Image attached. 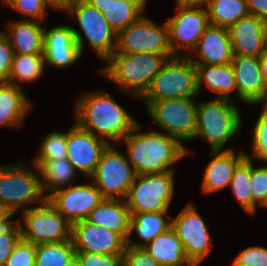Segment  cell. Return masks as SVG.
<instances>
[{
  "label": "cell",
  "instance_id": "39",
  "mask_svg": "<svg viewBox=\"0 0 267 266\" xmlns=\"http://www.w3.org/2000/svg\"><path fill=\"white\" fill-rule=\"evenodd\" d=\"M6 5L26 16L24 20L39 22L47 17V9L51 7L46 0H10Z\"/></svg>",
  "mask_w": 267,
  "mask_h": 266
},
{
  "label": "cell",
  "instance_id": "54",
  "mask_svg": "<svg viewBox=\"0 0 267 266\" xmlns=\"http://www.w3.org/2000/svg\"><path fill=\"white\" fill-rule=\"evenodd\" d=\"M10 0H1V2L3 3V4H7L8 2H9Z\"/></svg>",
  "mask_w": 267,
  "mask_h": 266
},
{
  "label": "cell",
  "instance_id": "34",
  "mask_svg": "<svg viewBox=\"0 0 267 266\" xmlns=\"http://www.w3.org/2000/svg\"><path fill=\"white\" fill-rule=\"evenodd\" d=\"M251 159L245 157L235 168L229 187L238 204L248 214H252V194L250 192Z\"/></svg>",
  "mask_w": 267,
  "mask_h": 266
},
{
  "label": "cell",
  "instance_id": "42",
  "mask_svg": "<svg viewBox=\"0 0 267 266\" xmlns=\"http://www.w3.org/2000/svg\"><path fill=\"white\" fill-rule=\"evenodd\" d=\"M75 252L82 266H123V255H101L84 251Z\"/></svg>",
  "mask_w": 267,
  "mask_h": 266
},
{
  "label": "cell",
  "instance_id": "19",
  "mask_svg": "<svg viewBox=\"0 0 267 266\" xmlns=\"http://www.w3.org/2000/svg\"><path fill=\"white\" fill-rule=\"evenodd\" d=\"M231 65L234 71L238 97L246 104L267 105V85L260 70V58L233 54Z\"/></svg>",
  "mask_w": 267,
  "mask_h": 266
},
{
  "label": "cell",
  "instance_id": "25",
  "mask_svg": "<svg viewBox=\"0 0 267 266\" xmlns=\"http://www.w3.org/2000/svg\"><path fill=\"white\" fill-rule=\"evenodd\" d=\"M197 91L200 94L203 83L207 88L215 93V98L231 99V93L238 89L231 63L225 65H204L195 64Z\"/></svg>",
  "mask_w": 267,
  "mask_h": 266
},
{
  "label": "cell",
  "instance_id": "50",
  "mask_svg": "<svg viewBox=\"0 0 267 266\" xmlns=\"http://www.w3.org/2000/svg\"><path fill=\"white\" fill-rule=\"evenodd\" d=\"M10 213L11 211L0 203V221L5 219Z\"/></svg>",
  "mask_w": 267,
  "mask_h": 266
},
{
  "label": "cell",
  "instance_id": "46",
  "mask_svg": "<svg viewBox=\"0 0 267 266\" xmlns=\"http://www.w3.org/2000/svg\"><path fill=\"white\" fill-rule=\"evenodd\" d=\"M100 12H106L112 0H85Z\"/></svg>",
  "mask_w": 267,
  "mask_h": 266
},
{
  "label": "cell",
  "instance_id": "6",
  "mask_svg": "<svg viewBox=\"0 0 267 266\" xmlns=\"http://www.w3.org/2000/svg\"><path fill=\"white\" fill-rule=\"evenodd\" d=\"M198 95L195 64L185 56L166 61L141 97L147 107L154 100L195 98Z\"/></svg>",
  "mask_w": 267,
  "mask_h": 266
},
{
  "label": "cell",
  "instance_id": "32",
  "mask_svg": "<svg viewBox=\"0 0 267 266\" xmlns=\"http://www.w3.org/2000/svg\"><path fill=\"white\" fill-rule=\"evenodd\" d=\"M75 255L72 240L39 244L34 266H66Z\"/></svg>",
  "mask_w": 267,
  "mask_h": 266
},
{
  "label": "cell",
  "instance_id": "43",
  "mask_svg": "<svg viewBox=\"0 0 267 266\" xmlns=\"http://www.w3.org/2000/svg\"><path fill=\"white\" fill-rule=\"evenodd\" d=\"M123 266H160L143 247L127 246Z\"/></svg>",
  "mask_w": 267,
  "mask_h": 266
},
{
  "label": "cell",
  "instance_id": "35",
  "mask_svg": "<svg viewBox=\"0 0 267 266\" xmlns=\"http://www.w3.org/2000/svg\"><path fill=\"white\" fill-rule=\"evenodd\" d=\"M32 161H54L67 158V132L52 131L44 137Z\"/></svg>",
  "mask_w": 267,
  "mask_h": 266
},
{
  "label": "cell",
  "instance_id": "49",
  "mask_svg": "<svg viewBox=\"0 0 267 266\" xmlns=\"http://www.w3.org/2000/svg\"><path fill=\"white\" fill-rule=\"evenodd\" d=\"M260 70L263 76L264 82L267 85V48L266 50L260 55Z\"/></svg>",
  "mask_w": 267,
  "mask_h": 266
},
{
  "label": "cell",
  "instance_id": "13",
  "mask_svg": "<svg viewBox=\"0 0 267 266\" xmlns=\"http://www.w3.org/2000/svg\"><path fill=\"white\" fill-rule=\"evenodd\" d=\"M63 11L75 15L86 41L102 61L115 52L117 34L99 10L85 0H72Z\"/></svg>",
  "mask_w": 267,
  "mask_h": 266
},
{
  "label": "cell",
  "instance_id": "7",
  "mask_svg": "<svg viewBox=\"0 0 267 266\" xmlns=\"http://www.w3.org/2000/svg\"><path fill=\"white\" fill-rule=\"evenodd\" d=\"M174 174V171H166L136 175L125 197L130 215L168 211L174 195Z\"/></svg>",
  "mask_w": 267,
  "mask_h": 266
},
{
  "label": "cell",
  "instance_id": "2",
  "mask_svg": "<svg viewBox=\"0 0 267 266\" xmlns=\"http://www.w3.org/2000/svg\"><path fill=\"white\" fill-rule=\"evenodd\" d=\"M74 112V122L108 145H112L109 141L119 144L137 124L126 109L102 91L83 94Z\"/></svg>",
  "mask_w": 267,
  "mask_h": 266
},
{
  "label": "cell",
  "instance_id": "31",
  "mask_svg": "<svg viewBox=\"0 0 267 266\" xmlns=\"http://www.w3.org/2000/svg\"><path fill=\"white\" fill-rule=\"evenodd\" d=\"M206 10L210 25L227 29L240 18L250 15L247 0H209Z\"/></svg>",
  "mask_w": 267,
  "mask_h": 266
},
{
  "label": "cell",
  "instance_id": "8",
  "mask_svg": "<svg viewBox=\"0 0 267 266\" xmlns=\"http://www.w3.org/2000/svg\"><path fill=\"white\" fill-rule=\"evenodd\" d=\"M21 215L19 227L23 239L35 245L71 240L72 224L48 200L22 211Z\"/></svg>",
  "mask_w": 267,
  "mask_h": 266
},
{
  "label": "cell",
  "instance_id": "47",
  "mask_svg": "<svg viewBox=\"0 0 267 266\" xmlns=\"http://www.w3.org/2000/svg\"><path fill=\"white\" fill-rule=\"evenodd\" d=\"M176 6H192V7H202L207 6L209 0H175Z\"/></svg>",
  "mask_w": 267,
  "mask_h": 266
},
{
  "label": "cell",
  "instance_id": "40",
  "mask_svg": "<svg viewBox=\"0 0 267 266\" xmlns=\"http://www.w3.org/2000/svg\"><path fill=\"white\" fill-rule=\"evenodd\" d=\"M36 245L20 237L4 266H34Z\"/></svg>",
  "mask_w": 267,
  "mask_h": 266
},
{
  "label": "cell",
  "instance_id": "20",
  "mask_svg": "<svg viewBox=\"0 0 267 266\" xmlns=\"http://www.w3.org/2000/svg\"><path fill=\"white\" fill-rule=\"evenodd\" d=\"M228 30L233 54L260 57L267 48V23L254 15L240 18Z\"/></svg>",
  "mask_w": 267,
  "mask_h": 266
},
{
  "label": "cell",
  "instance_id": "44",
  "mask_svg": "<svg viewBox=\"0 0 267 266\" xmlns=\"http://www.w3.org/2000/svg\"><path fill=\"white\" fill-rule=\"evenodd\" d=\"M13 54L7 35L0 31V82H6L9 76Z\"/></svg>",
  "mask_w": 267,
  "mask_h": 266
},
{
  "label": "cell",
  "instance_id": "11",
  "mask_svg": "<svg viewBox=\"0 0 267 266\" xmlns=\"http://www.w3.org/2000/svg\"><path fill=\"white\" fill-rule=\"evenodd\" d=\"M176 11L166 21L168 44L173 56L187 57L191 54L190 50L196 48L198 40L210 26V21L203 7L177 6Z\"/></svg>",
  "mask_w": 267,
  "mask_h": 266
},
{
  "label": "cell",
  "instance_id": "12",
  "mask_svg": "<svg viewBox=\"0 0 267 266\" xmlns=\"http://www.w3.org/2000/svg\"><path fill=\"white\" fill-rule=\"evenodd\" d=\"M172 54L168 44L166 22L160 26L143 14L134 23L117 34L114 53Z\"/></svg>",
  "mask_w": 267,
  "mask_h": 266
},
{
  "label": "cell",
  "instance_id": "21",
  "mask_svg": "<svg viewBox=\"0 0 267 266\" xmlns=\"http://www.w3.org/2000/svg\"><path fill=\"white\" fill-rule=\"evenodd\" d=\"M189 59L194 64L225 65L233 59L232 43L227 28L210 25L198 40Z\"/></svg>",
  "mask_w": 267,
  "mask_h": 266
},
{
  "label": "cell",
  "instance_id": "17",
  "mask_svg": "<svg viewBox=\"0 0 267 266\" xmlns=\"http://www.w3.org/2000/svg\"><path fill=\"white\" fill-rule=\"evenodd\" d=\"M71 240L75 251L101 255H124L127 247L122 235L87 220L72 224Z\"/></svg>",
  "mask_w": 267,
  "mask_h": 266
},
{
  "label": "cell",
  "instance_id": "16",
  "mask_svg": "<svg viewBox=\"0 0 267 266\" xmlns=\"http://www.w3.org/2000/svg\"><path fill=\"white\" fill-rule=\"evenodd\" d=\"M104 199L93 182L70 185L53 192L47 198L51 205L71 224L86 220L90 212Z\"/></svg>",
  "mask_w": 267,
  "mask_h": 266
},
{
  "label": "cell",
  "instance_id": "52",
  "mask_svg": "<svg viewBox=\"0 0 267 266\" xmlns=\"http://www.w3.org/2000/svg\"><path fill=\"white\" fill-rule=\"evenodd\" d=\"M66 266H82L80 260L75 255Z\"/></svg>",
  "mask_w": 267,
  "mask_h": 266
},
{
  "label": "cell",
  "instance_id": "26",
  "mask_svg": "<svg viewBox=\"0 0 267 266\" xmlns=\"http://www.w3.org/2000/svg\"><path fill=\"white\" fill-rule=\"evenodd\" d=\"M23 88L0 82V127H19L32 109Z\"/></svg>",
  "mask_w": 267,
  "mask_h": 266
},
{
  "label": "cell",
  "instance_id": "38",
  "mask_svg": "<svg viewBox=\"0 0 267 266\" xmlns=\"http://www.w3.org/2000/svg\"><path fill=\"white\" fill-rule=\"evenodd\" d=\"M249 187L252 194V215H254L259 205L264 207L267 204V165L255 167L251 159Z\"/></svg>",
  "mask_w": 267,
  "mask_h": 266
},
{
  "label": "cell",
  "instance_id": "27",
  "mask_svg": "<svg viewBox=\"0 0 267 266\" xmlns=\"http://www.w3.org/2000/svg\"><path fill=\"white\" fill-rule=\"evenodd\" d=\"M160 266H186L188 260L182 241L170 227L143 246Z\"/></svg>",
  "mask_w": 267,
  "mask_h": 266
},
{
  "label": "cell",
  "instance_id": "30",
  "mask_svg": "<svg viewBox=\"0 0 267 266\" xmlns=\"http://www.w3.org/2000/svg\"><path fill=\"white\" fill-rule=\"evenodd\" d=\"M44 54L14 53L6 83L22 88L19 82L31 83L38 80L45 70Z\"/></svg>",
  "mask_w": 267,
  "mask_h": 266
},
{
  "label": "cell",
  "instance_id": "45",
  "mask_svg": "<svg viewBox=\"0 0 267 266\" xmlns=\"http://www.w3.org/2000/svg\"><path fill=\"white\" fill-rule=\"evenodd\" d=\"M250 15H254L267 23V0H247Z\"/></svg>",
  "mask_w": 267,
  "mask_h": 266
},
{
  "label": "cell",
  "instance_id": "51",
  "mask_svg": "<svg viewBox=\"0 0 267 266\" xmlns=\"http://www.w3.org/2000/svg\"><path fill=\"white\" fill-rule=\"evenodd\" d=\"M125 1L137 4L144 11L148 0H125Z\"/></svg>",
  "mask_w": 267,
  "mask_h": 266
},
{
  "label": "cell",
  "instance_id": "24",
  "mask_svg": "<svg viewBox=\"0 0 267 266\" xmlns=\"http://www.w3.org/2000/svg\"><path fill=\"white\" fill-rule=\"evenodd\" d=\"M130 212L125 199L105 198L89 214L87 221L122 235H129Z\"/></svg>",
  "mask_w": 267,
  "mask_h": 266
},
{
  "label": "cell",
  "instance_id": "18",
  "mask_svg": "<svg viewBox=\"0 0 267 266\" xmlns=\"http://www.w3.org/2000/svg\"><path fill=\"white\" fill-rule=\"evenodd\" d=\"M107 147V143L95 138L91 131L76 122L67 131V159L86 177L95 172L100 156Z\"/></svg>",
  "mask_w": 267,
  "mask_h": 266
},
{
  "label": "cell",
  "instance_id": "1",
  "mask_svg": "<svg viewBox=\"0 0 267 266\" xmlns=\"http://www.w3.org/2000/svg\"><path fill=\"white\" fill-rule=\"evenodd\" d=\"M137 123L118 144L125 142L127 159L136 175L160 174L174 171L172 164L190 154L183 143L160 130L142 132Z\"/></svg>",
  "mask_w": 267,
  "mask_h": 266
},
{
  "label": "cell",
  "instance_id": "48",
  "mask_svg": "<svg viewBox=\"0 0 267 266\" xmlns=\"http://www.w3.org/2000/svg\"><path fill=\"white\" fill-rule=\"evenodd\" d=\"M72 0H46L51 9L63 11Z\"/></svg>",
  "mask_w": 267,
  "mask_h": 266
},
{
  "label": "cell",
  "instance_id": "33",
  "mask_svg": "<svg viewBox=\"0 0 267 266\" xmlns=\"http://www.w3.org/2000/svg\"><path fill=\"white\" fill-rule=\"evenodd\" d=\"M109 26L118 34L139 19L144 11L135 3L112 0L106 12H101Z\"/></svg>",
  "mask_w": 267,
  "mask_h": 266
},
{
  "label": "cell",
  "instance_id": "22",
  "mask_svg": "<svg viewBox=\"0 0 267 266\" xmlns=\"http://www.w3.org/2000/svg\"><path fill=\"white\" fill-rule=\"evenodd\" d=\"M213 159L208 163L203 176L201 189L209 194L230 185L237 165L246 157L244 150L235 153L232 148L210 151Z\"/></svg>",
  "mask_w": 267,
  "mask_h": 266
},
{
  "label": "cell",
  "instance_id": "23",
  "mask_svg": "<svg viewBox=\"0 0 267 266\" xmlns=\"http://www.w3.org/2000/svg\"><path fill=\"white\" fill-rule=\"evenodd\" d=\"M35 20L19 19L7 24L4 32L18 54H44V26Z\"/></svg>",
  "mask_w": 267,
  "mask_h": 266
},
{
  "label": "cell",
  "instance_id": "9",
  "mask_svg": "<svg viewBox=\"0 0 267 266\" xmlns=\"http://www.w3.org/2000/svg\"><path fill=\"white\" fill-rule=\"evenodd\" d=\"M146 109L163 133L181 142L194 138L197 116L194 98L154 100Z\"/></svg>",
  "mask_w": 267,
  "mask_h": 266
},
{
  "label": "cell",
  "instance_id": "29",
  "mask_svg": "<svg viewBox=\"0 0 267 266\" xmlns=\"http://www.w3.org/2000/svg\"><path fill=\"white\" fill-rule=\"evenodd\" d=\"M40 171L43 193L48 198L53 192L67 188L78 174L71 162L65 159L54 161H33Z\"/></svg>",
  "mask_w": 267,
  "mask_h": 266
},
{
  "label": "cell",
  "instance_id": "53",
  "mask_svg": "<svg viewBox=\"0 0 267 266\" xmlns=\"http://www.w3.org/2000/svg\"><path fill=\"white\" fill-rule=\"evenodd\" d=\"M199 263L189 262L186 266H198Z\"/></svg>",
  "mask_w": 267,
  "mask_h": 266
},
{
  "label": "cell",
  "instance_id": "28",
  "mask_svg": "<svg viewBox=\"0 0 267 266\" xmlns=\"http://www.w3.org/2000/svg\"><path fill=\"white\" fill-rule=\"evenodd\" d=\"M167 213L168 211L131 214L127 246L143 247L167 231L172 226V222L165 218ZM134 231L140 242L132 241Z\"/></svg>",
  "mask_w": 267,
  "mask_h": 266
},
{
  "label": "cell",
  "instance_id": "5",
  "mask_svg": "<svg viewBox=\"0 0 267 266\" xmlns=\"http://www.w3.org/2000/svg\"><path fill=\"white\" fill-rule=\"evenodd\" d=\"M32 166L35 172L19 163L0 166V203L11 212L24 211L47 200L40 171L34 164ZM30 204L32 206H28Z\"/></svg>",
  "mask_w": 267,
  "mask_h": 266
},
{
  "label": "cell",
  "instance_id": "36",
  "mask_svg": "<svg viewBox=\"0 0 267 266\" xmlns=\"http://www.w3.org/2000/svg\"><path fill=\"white\" fill-rule=\"evenodd\" d=\"M16 212H11L5 219L0 221V266H4L11 255L14 245L20 239L19 220L11 221Z\"/></svg>",
  "mask_w": 267,
  "mask_h": 266
},
{
  "label": "cell",
  "instance_id": "3",
  "mask_svg": "<svg viewBox=\"0 0 267 266\" xmlns=\"http://www.w3.org/2000/svg\"><path fill=\"white\" fill-rule=\"evenodd\" d=\"M172 54L113 53L106 61L101 74L115 83L127 95L141 98L150 88L153 79Z\"/></svg>",
  "mask_w": 267,
  "mask_h": 266
},
{
  "label": "cell",
  "instance_id": "41",
  "mask_svg": "<svg viewBox=\"0 0 267 266\" xmlns=\"http://www.w3.org/2000/svg\"><path fill=\"white\" fill-rule=\"evenodd\" d=\"M231 265L267 266V248L262 246H249L239 252Z\"/></svg>",
  "mask_w": 267,
  "mask_h": 266
},
{
  "label": "cell",
  "instance_id": "4",
  "mask_svg": "<svg viewBox=\"0 0 267 266\" xmlns=\"http://www.w3.org/2000/svg\"><path fill=\"white\" fill-rule=\"evenodd\" d=\"M240 114L234 100L227 98L197 102L194 139L206 140L210 151L224 150L225 144L241 129L242 114Z\"/></svg>",
  "mask_w": 267,
  "mask_h": 266
},
{
  "label": "cell",
  "instance_id": "14",
  "mask_svg": "<svg viewBox=\"0 0 267 266\" xmlns=\"http://www.w3.org/2000/svg\"><path fill=\"white\" fill-rule=\"evenodd\" d=\"M182 241L190 262L199 263L212 251L211 237L205 221L192 203H188L175 218L166 217Z\"/></svg>",
  "mask_w": 267,
  "mask_h": 266
},
{
  "label": "cell",
  "instance_id": "10",
  "mask_svg": "<svg viewBox=\"0 0 267 266\" xmlns=\"http://www.w3.org/2000/svg\"><path fill=\"white\" fill-rule=\"evenodd\" d=\"M135 176L126 155L114 145H108L100 156L95 172L89 178L104 198L125 199Z\"/></svg>",
  "mask_w": 267,
  "mask_h": 266
},
{
  "label": "cell",
  "instance_id": "37",
  "mask_svg": "<svg viewBox=\"0 0 267 266\" xmlns=\"http://www.w3.org/2000/svg\"><path fill=\"white\" fill-rule=\"evenodd\" d=\"M252 135V154H247L249 159L257 158L262 163H267V105H263L261 113L254 125Z\"/></svg>",
  "mask_w": 267,
  "mask_h": 266
},
{
  "label": "cell",
  "instance_id": "15",
  "mask_svg": "<svg viewBox=\"0 0 267 266\" xmlns=\"http://www.w3.org/2000/svg\"><path fill=\"white\" fill-rule=\"evenodd\" d=\"M84 39L75 27L59 25L44 27L45 64L64 69L76 63L84 52Z\"/></svg>",
  "mask_w": 267,
  "mask_h": 266
}]
</instances>
